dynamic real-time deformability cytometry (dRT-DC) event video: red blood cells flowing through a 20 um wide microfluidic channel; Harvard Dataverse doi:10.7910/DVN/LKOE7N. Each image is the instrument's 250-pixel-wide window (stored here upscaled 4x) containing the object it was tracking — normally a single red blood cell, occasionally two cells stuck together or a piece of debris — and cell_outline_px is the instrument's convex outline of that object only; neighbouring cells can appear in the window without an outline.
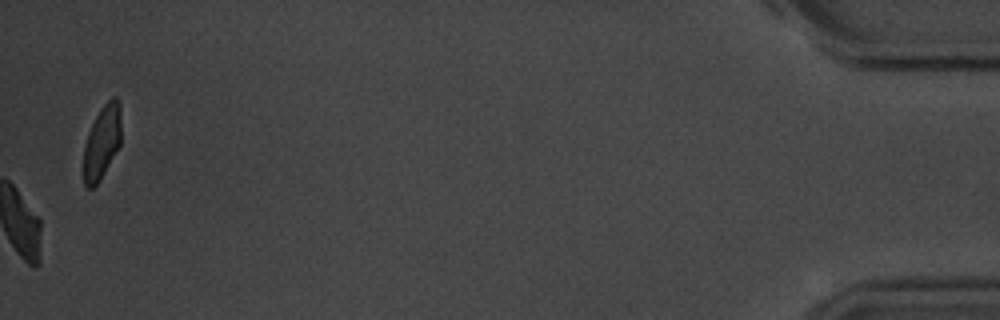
{"species": "common noctule bat (a hibernating species)", "species_latin": "Nyctalus noctula", "temperature_condition": "room temperature", "stored_images_in_passage": 43, "camera_frame_rate_fps": 3000, "um_per_image_px": 0.085, "animal": {"sex": "male", "body_mass_g": 20.1, "forearm_length_mm": 53.5}, "frame": {"image": 1, "passage_image": 43, "time_ms": 14.0, "image_size_px": [1000, 320], "cell_outline_px": [[120, 144], [100, 180], [92, 188], [84, 188], [84, 144], [88, 132], [100, 108], [112, 96], [116, 96], [120, 108]], "centroid_in_image_um": [8.65, 12.08], "position_along_channel_um": 426.5, "area_um2": 15.95}, "authors_computed_cell_mechanics": {"area_um2": 19.5942, "velocity_mm_per_s": 3.6048, "shape_relaxation_time_tau1_ms": 2.636, "shape_relaxation_time_tau2_ms": 3.2299, "deformation_change_tau1": 0.1063, "deformation_change_tau2": 0.096}}